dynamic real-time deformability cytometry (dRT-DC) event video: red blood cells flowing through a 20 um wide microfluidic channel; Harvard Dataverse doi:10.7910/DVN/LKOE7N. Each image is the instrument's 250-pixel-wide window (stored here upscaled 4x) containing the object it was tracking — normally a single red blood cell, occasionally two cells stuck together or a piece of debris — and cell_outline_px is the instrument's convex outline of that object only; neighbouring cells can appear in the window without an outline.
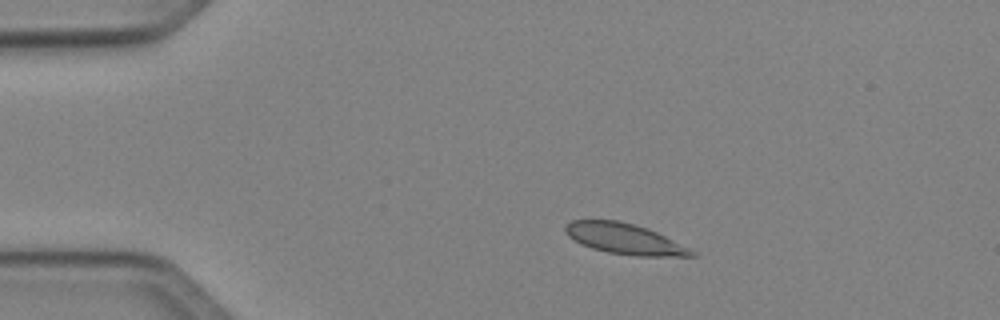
{"species": "Egyptian fruit bat (a non-hibernating species)", "species_latin": "Rousettus aegyptiacus", "temperature_condition": "cold", "stored_images_in_passage": 4, "camera_frame_rate_fps": 3000, "um_per_image_px": 0.085, "animal": {"sex": "female"}, "frame": {"image": 1, "passage_image": 2, "time_ms": 2.0, "image_size_px": [1000, 320], "cell_outline_px": [[696, 256], [636, 256], [608, 252], [592, 248], [580, 244], [568, 236], [564, 232], [564, 224], [572, 220], [620, 220], [636, 224], [648, 228], [696, 252]], "centroid_in_image_um": [53.02, 20.28], "position_along_channel_um": 32.0, "area_um2": 22.54}}
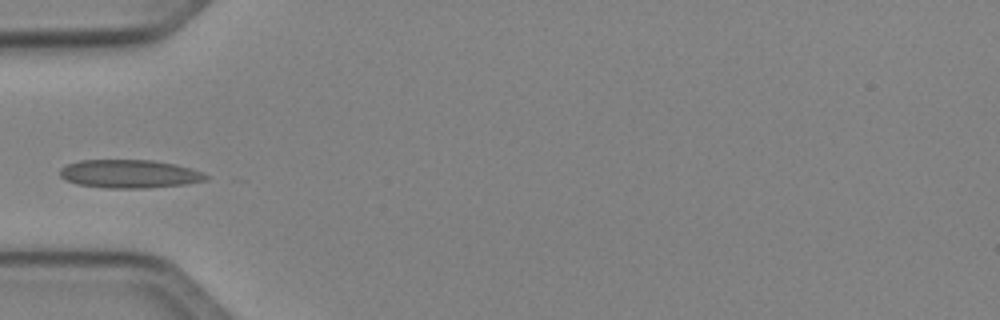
{"frame": {"image": 2, "passage_image": 4, "time_ms": 4.333, "image_size_px": [1000, 320], "cell_outline_px": [[208, 180], [184, 184], [148, 188], [104, 188], [76, 184], [64, 180], [60, 176], [60, 168], [68, 164], [80, 160], [152, 160], [176, 164], [192, 168], [208, 176]], "centroid_in_image_um": [10.98, 14.78], "position_along_channel_um": 74.0, "area_um2": 24.22}}